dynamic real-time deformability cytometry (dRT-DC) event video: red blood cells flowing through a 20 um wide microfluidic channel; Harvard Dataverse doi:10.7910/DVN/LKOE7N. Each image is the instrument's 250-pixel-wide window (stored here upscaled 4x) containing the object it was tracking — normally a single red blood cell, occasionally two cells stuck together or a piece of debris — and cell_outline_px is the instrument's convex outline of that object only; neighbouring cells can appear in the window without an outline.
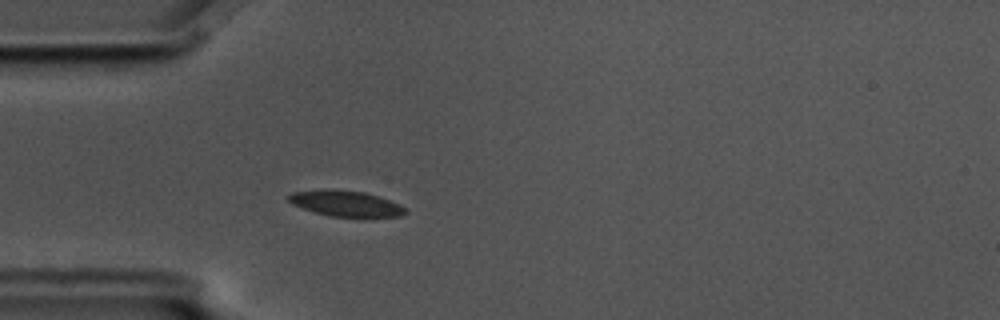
{"species": "common noctule bat (a hibernating species)", "species_latin": "Nyctalus noctula", "temperature_condition": "cold", "stored_images_in_passage": 3, "camera_frame_rate_fps": 3000, "um_per_image_px": 0.085, "animal": {"sex": "male", "body_mass_g": 17.5, "forearm_length_mm": 52.3}, "frame": {"image": 1, "passage_image": 3, "time_ms": 0.667, "image_size_px": [1000, 320], "cell_outline_px": [[408, 212], [400, 216], [328, 216], [292, 204], [284, 196], [292, 192], [364, 192], [400, 204]], "centroid_in_image_um": [29.41, 17.34], "position_along_channel_um": 55.6, "area_um2": 16.3}}